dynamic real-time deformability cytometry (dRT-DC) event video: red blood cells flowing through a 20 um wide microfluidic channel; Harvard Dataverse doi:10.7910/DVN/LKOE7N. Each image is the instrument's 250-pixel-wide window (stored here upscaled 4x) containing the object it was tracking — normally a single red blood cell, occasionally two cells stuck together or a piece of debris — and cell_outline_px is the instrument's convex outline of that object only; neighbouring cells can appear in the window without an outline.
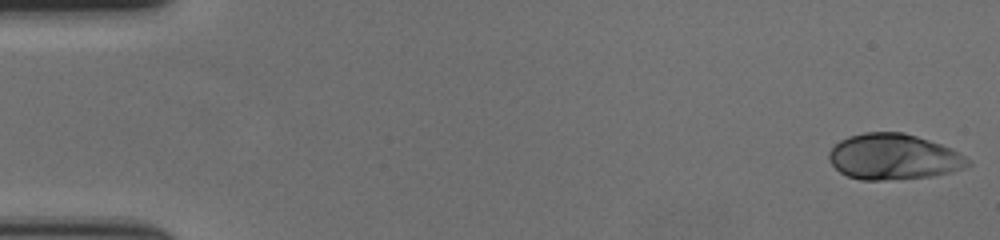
{"species": "human", "species_latin": "Homo sapiens", "temperature_condition": "cold", "stored_images_in_passage": 58, "camera_frame_rate_fps": 3000, "um_per_image_px": 0.085, "donor": {"sex": "female"}, "frame": {"image": 1, "passage_image": 1, "time_ms": 0.0, "image_size_px": [1000, 240], "cell_outline_px": [[972, 164], [964, 168], [952, 172], [932, 176], [880, 180], [860, 180], [848, 176], [840, 172], [828, 160], [828, 152], [840, 140], [848, 136], [864, 132], [904, 132], [952, 148], [964, 156]], "centroid_in_image_um": [75.94, 13.32], "position_along_channel_um": 9.1, "area_um2": 36.99}}
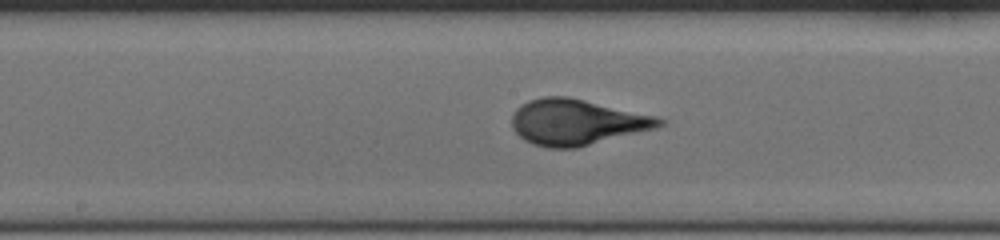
{"frame": {"image": 2, "passage_image": 30, "time_ms": 9.667, "image_size_px": [1000, 240], "cell_outline_px": [[664, 124], [656, 128], [576, 148], [548, 148], [532, 144], [524, 140], [512, 128], [512, 116], [516, 108], [520, 104], [528, 100], [544, 96], [568, 96], [656, 116], [664, 120]], "centroid_in_image_um": [48.99, 10.38], "position_along_channel_um": 199.2, "area_um2": 39.3}}
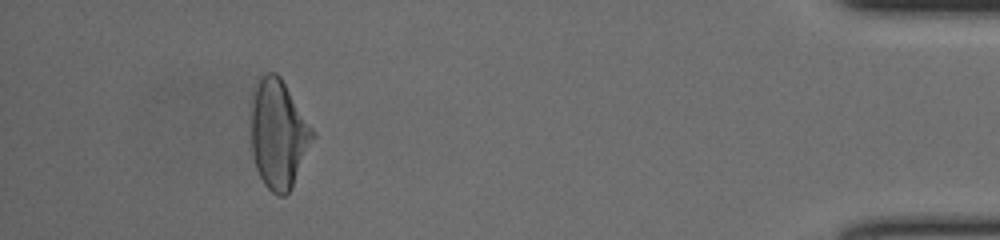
{"frame": {"image": 3, "passage_image": 53, "time_ms": 17.333, "image_size_px": [1000, 240], "cell_outline_px": [[316, 136], [292, 188], [284, 196], [276, 196], [264, 184], [256, 168], [252, 156], [252, 100], [256, 84], [268, 72], [276, 72], [280, 76], [316, 132]], "centroid_in_image_um": [23.7, 11.43], "position_along_channel_um": 411.5, "area_um2": 39.07}, "authors_computed_cell_mechanics": {"area_um2": 37.7145, "velocity_mm_per_s": 3.5535, "shape_relaxation_time_tau1_ms": 3.8176, "shape_relaxation_time_tau2_ms": null, "deformation_change_tau1": 0.1995, "deformation_change_tau2": null}}